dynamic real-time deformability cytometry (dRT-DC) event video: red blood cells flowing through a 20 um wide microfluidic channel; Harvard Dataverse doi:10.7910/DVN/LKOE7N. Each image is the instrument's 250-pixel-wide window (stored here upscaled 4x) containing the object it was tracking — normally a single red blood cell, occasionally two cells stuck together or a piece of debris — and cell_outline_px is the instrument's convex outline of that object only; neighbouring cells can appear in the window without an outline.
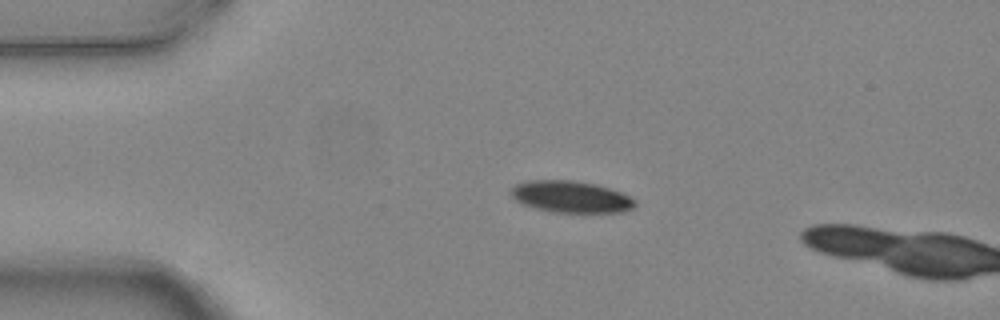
{"species": "common noctule bat (a hibernating species)", "species_latin": "Nyctalus noctula", "temperature_condition": "warm", "stored_images_in_passage": 5, "camera_frame_rate_fps": 3000, "um_per_image_px": 0.085, "animal": {"sex": "female", "body_mass_g": 24.6, "forearm_length_mm": 56.2}, "frame": {"image": 1, "passage_image": 4, "time_ms": 1.0, "image_size_px": [1000, 320], "cell_outline_px": [[636, 204], [632, 208], [624, 212], [552, 212], [520, 204], [508, 192], [516, 184], [528, 180], [572, 180], [596, 184], [620, 192], [636, 200]], "centroid_in_image_um": [48.49, 16.72], "position_along_channel_um": 36.5, "area_um2": 22.95}}